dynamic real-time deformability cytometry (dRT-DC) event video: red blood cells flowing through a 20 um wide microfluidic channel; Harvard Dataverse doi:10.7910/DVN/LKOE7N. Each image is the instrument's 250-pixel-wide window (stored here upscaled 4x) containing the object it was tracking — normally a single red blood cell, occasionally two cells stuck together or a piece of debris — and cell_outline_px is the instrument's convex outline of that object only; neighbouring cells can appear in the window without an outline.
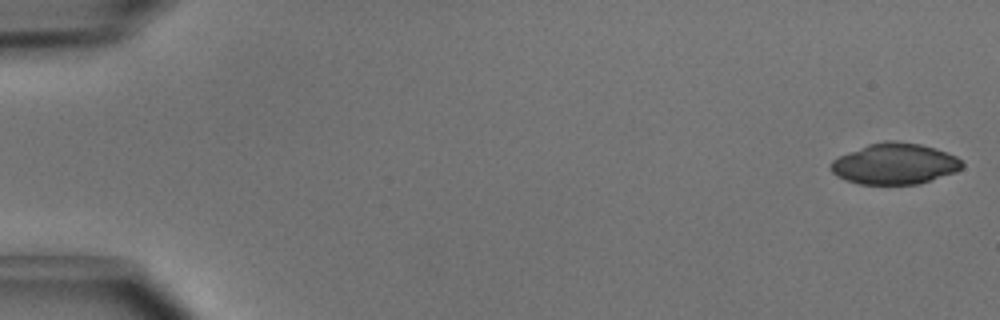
{"species": "common noctule bat (a hibernating species)", "species_latin": "Nyctalus noctula", "temperature_condition": "cold", "stored_images_in_passage": 16, "camera_frame_rate_fps": 3000, "um_per_image_px": 0.085, "animal": {"sex": "male", "body_mass_g": 15.6}, "frame": {"image": 1, "passage_image": 1, "time_ms": 0.0, "image_size_px": [1000, 320], "cell_outline_px": [[964, 168], [956, 172], [920, 184], [860, 184], [844, 180], [836, 176], [828, 168], [828, 164], [832, 160], [848, 152], [868, 144], [884, 140], [896, 140], [920, 144], [936, 148], [948, 152], [956, 156], [964, 164]], "centroid_in_image_um": [76.05, 13.92], "position_along_channel_um": 9.0, "area_um2": 31.85}}